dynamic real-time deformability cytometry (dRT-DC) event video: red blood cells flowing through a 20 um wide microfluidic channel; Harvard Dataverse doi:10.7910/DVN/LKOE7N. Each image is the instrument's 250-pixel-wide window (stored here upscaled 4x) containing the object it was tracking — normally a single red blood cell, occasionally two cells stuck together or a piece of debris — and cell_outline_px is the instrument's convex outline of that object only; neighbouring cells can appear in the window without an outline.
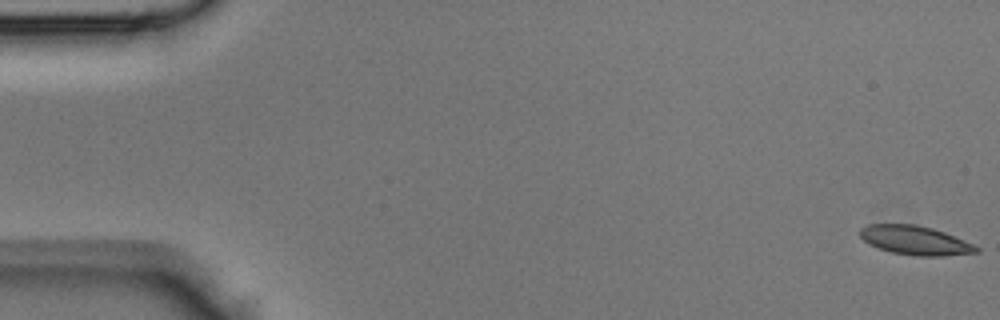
{"species": "Egyptian fruit bat (a non-hibernating species)", "species_latin": "Rousettus aegyptiacus", "temperature_condition": "room temperature", "stored_images_in_passage": 12, "camera_frame_rate_fps": 3000, "um_per_image_px": 0.085, "animal": {"sex": "male"}, "frame": {"image": 1, "passage_image": 1, "time_ms": 0.0, "image_size_px": [1000, 320], "cell_outline_px": [[980, 252], [944, 256], [916, 256], [892, 252], [868, 244], [860, 236], [860, 228], [868, 224], [916, 224], [932, 228], [944, 232], [976, 244], [980, 248]], "centroid_in_image_um": [77.83, 20.43], "position_along_channel_um": 7.2, "area_um2": 19.83}}